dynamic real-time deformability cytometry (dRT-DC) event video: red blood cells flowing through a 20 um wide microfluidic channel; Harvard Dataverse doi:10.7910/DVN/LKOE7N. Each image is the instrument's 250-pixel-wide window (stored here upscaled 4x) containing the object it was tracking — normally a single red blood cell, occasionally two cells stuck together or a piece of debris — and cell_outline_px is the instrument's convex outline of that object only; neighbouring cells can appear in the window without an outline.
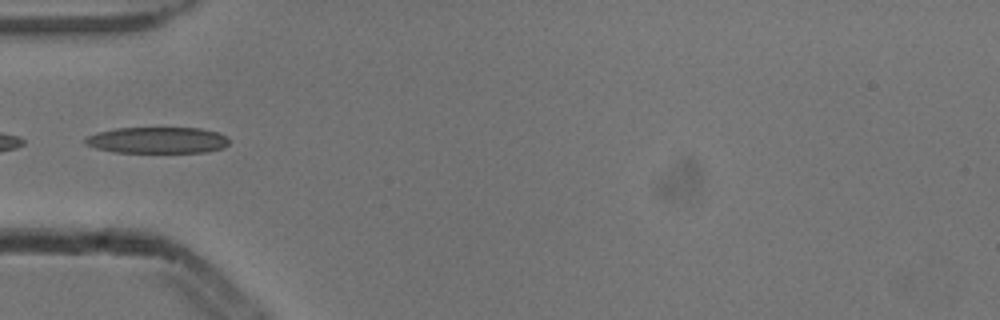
{"species": "common noctule bat (a hibernating species)", "species_latin": "Nyctalus noctula", "temperature_condition": "cold", "stored_images_in_passage": 5, "camera_frame_rate_fps": 3000, "um_per_image_px": 0.085, "animal": {"sex": "male", "body_mass_g": 13.3}, "frame": {"image": 1, "passage_image": 5, "time_ms": 1.333, "image_size_px": [1000, 320], "cell_outline_px": [[228, 144], [224, 148], [208, 152], [112, 152], [96, 148], [84, 144], [84, 136], [96, 132], [116, 128], [200, 128], [216, 132], [228, 136]], "centroid_in_image_um": [13.35, 11.91], "position_along_channel_um": 71.7, "area_um2": 22.25}}